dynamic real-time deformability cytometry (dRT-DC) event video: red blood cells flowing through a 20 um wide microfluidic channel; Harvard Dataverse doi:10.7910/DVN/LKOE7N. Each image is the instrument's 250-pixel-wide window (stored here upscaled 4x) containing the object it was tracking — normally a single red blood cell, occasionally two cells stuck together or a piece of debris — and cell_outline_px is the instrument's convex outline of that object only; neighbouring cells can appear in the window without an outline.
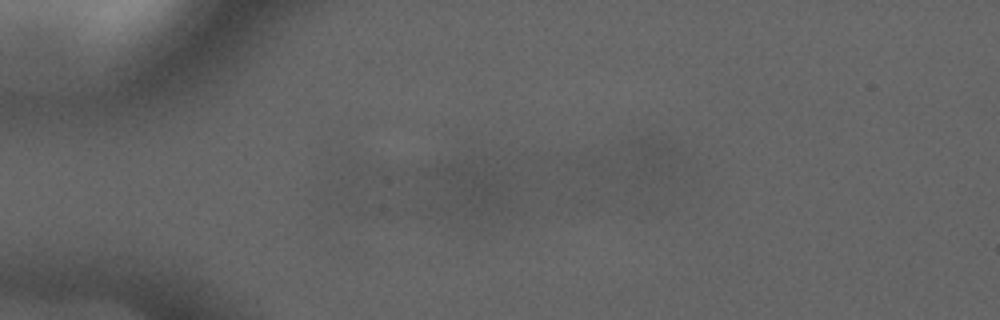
{"species": "common noctule bat (a hibernating species)", "species_latin": "Nyctalus noctula", "temperature_condition": "cold", "stored_images_in_passage": 8, "camera_frame_rate_fps": 3000, "um_per_image_px": 0.085, "animal": {"sex": "male", "forearm_length_mm": 52.5}, "frame": {"image": 1, "passage_image": 2, "time_ms": 1.333, "image_size_px": [1000, 320], "cell_outline_px": [[392, 176], [360, 212], [344, 212], [332, 196], [332, 192], [340, 176], [352, 164], [356, 164], [380, 168], [392, 172]], "centroid_in_image_um": [30.52, 15.86], "position_along_channel_um": 54.5, "area_um2": 13.41}}